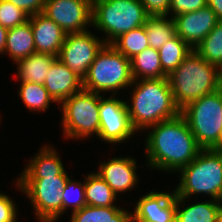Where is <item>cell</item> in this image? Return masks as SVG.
<instances>
[{
    "instance_id": "1",
    "label": "cell",
    "mask_w": 222,
    "mask_h": 222,
    "mask_svg": "<svg viewBox=\"0 0 222 222\" xmlns=\"http://www.w3.org/2000/svg\"><path fill=\"white\" fill-rule=\"evenodd\" d=\"M146 131V168L162 173L179 172L202 150L181 114L151 126Z\"/></svg>"
},
{
    "instance_id": "2",
    "label": "cell",
    "mask_w": 222,
    "mask_h": 222,
    "mask_svg": "<svg viewBox=\"0 0 222 222\" xmlns=\"http://www.w3.org/2000/svg\"><path fill=\"white\" fill-rule=\"evenodd\" d=\"M129 88L131 94L126 104L132 127L137 134L181 114L168 77L134 80Z\"/></svg>"
},
{
    "instance_id": "3",
    "label": "cell",
    "mask_w": 222,
    "mask_h": 222,
    "mask_svg": "<svg viewBox=\"0 0 222 222\" xmlns=\"http://www.w3.org/2000/svg\"><path fill=\"white\" fill-rule=\"evenodd\" d=\"M180 111L195 100L222 88V70L203 59L194 49L168 75Z\"/></svg>"
},
{
    "instance_id": "4",
    "label": "cell",
    "mask_w": 222,
    "mask_h": 222,
    "mask_svg": "<svg viewBox=\"0 0 222 222\" xmlns=\"http://www.w3.org/2000/svg\"><path fill=\"white\" fill-rule=\"evenodd\" d=\"M178 174L175 196L191 198L205 194L222 202V154L214 149H202Z\"/></svg>"
},
{
    "instance_id": "5",
    "label": "cell",
    "mask_w": 222,
    "mask_h": 222,
    "mask_svg": "<svg viewBox=\"0 0 222 222\" xmlns=\"http://www.w3.org/2000/svg\"><path fill=\"white\" fill-rule=\"evenodd\" d=\"M133 81L130 59L112 45L105 44L83 78V89L102 95L107 92L117 95L121 89H128Z\"/></svg>"
},
{
    "instance_id": "6",
    "label": "cell",
    "mask_w": 222,
    "mask_h": 222,
    "mask_svg": "<svg viewBox=\"0 0 222 222\" xmlns=\"http://www.w3.org/2000/svg\"><path fill=\"white\" fill-rule=\"evenodd\" d=\"M149 15L140 0H101L93 3L92 27L111 44L121 34L145 24Z\"/></svg>"
},
{
    "instance_id": "7",
    "label": "cell",
    "mask_w": 222,
    "mask_h": 222,
    "mask_svg": "<svg viewBox=\"0 0 222 222\" xmlns=\"http://www.w3.org/2000/svg\"><path fill=\"white\" fill-rule=\"evenodd\" d=\"M201 149H215L222 137V88L181 110Z\"/></svg>"
},
{
    "instance_id": "8",
    "label": "cell",
    "mask_w": 222,
    "mask_h": 222,
    "mask_svg": "<svg viewBox=\"0 0 222 222\" xmlns=\"http://www.w3.org/2000/svg\"><path fill=\"white\" fill-rule=\"evenodd\" d=\"M100 94L82 89L66 98L61 107V126L66 139L85 140L98 137Z\"/></svg>"
},
{
    "instance_id": "9",
    "label": "cell",
    "mask_w": 222,
    "mask_h": 222,
    "mask_svg": "<svg viewBox=\"0 0 222 222\" xmlns=\"http://www.w3.org/2000/svg\"><path fill=\"white\" fill-rule=\"evenodd\" d=\"M69 178L66 170L62 175L43 179H17L14 185L29 199L38 222H57L62 216V194Z\"/></svg>"
},
{
    "instance_id": "10",
    "label": "cell",
    "mask_w": 222,
    "mask_h": 222,
    "mask_svg": "<svg viewBox=\"0 0 222 222\" xmlns=\"http://www.w3.org/2000/svg\"><path fill=\"white\" fill-rule=\"evenodd\" d=\"M99 119L98 138L104 143H125L137 133L132 127L126 101L118 96L110 94V97L104 98L100 94Z\"/></svg>"
},
{
    "instance_id": "11",
    "label": "cell",
    "mask_w": 222,
    "mask_h": 222,
    "mask_svg": "<svg viewBox=\"0 0 222 222\" xmlns=\"http://www.w3.org/2000/svg\"><path fill=\"white\" fill-rule=\"evenodd\" d=\"M87 30L81 33L66 34L58 59L82 79L87 75L89 66L97 53L105 45L103 39Z\"/></svg>"
},
{
    "instance_id": "12",
    "label": "cell",
    "mask_w": 222,
    "mask_h": 222,
    "mask_svg": "<svg viewBox=\"0 0 222 222\" xmlns=\"http://www.w3.org/2000/svg\"><path fill=\"white\" fill-rule=\"evenodd\" d=\"M43 14L66 34L81 33L92 26L93 4L90 0H46Z\"/></svg>"
},
{
    "instance_id": "13",
    "label": "cell",
    "mask_w": 222,
    "mask_h": 222,
    "mask_svg": "<svg viewBox=\"0 0 222 222\" xmlns=\"http://www.w3.org/2000/svg\"><path fill=\"white\" fill-rule=\"evenodd\" d=\"M132 222H175L176 196L174 191H149L134 203Z\"/></svg>"
},
{
    "instance_id": "14",
    "label": "cell",
    "mask_w": 222,
    "mask_h": 222,
    "mask_svg": "<svg viewBox=\"0 0 222 222\" xmlns=\"http://www.w3.org/2000/svg\"><path fill=\"white\" fill-rule=\"evenodd\" d=\"M98 165L96 173L111 187L118 196L124 192L133 191L140 178L137 175V160L134 157H113Z\"/></svg>"
},
{
    "instance_id": "15",
    "label": "cell",
    "mask_w": 222,
    "mask_h": 222,
    "mask_svg": "<svg viewBox=\"0 0 222 222\" xmlns=\"http://www.w3.org/2000/svg\"><path fill=\"white\" fill-rule=\"evenodd\" d=\"M173 19L176 34L192 49L196 48L218 22L216 14L208 5L194 12L179 14Z\"/></svg>"
},
{
    "instance_id": "16",
    "label": "cell",
    "mask_w": 222,
    "mask_h": 222,
    "mask_svg": "<svg viewBox=\"0 0 222 222\" xmlns=\"http://www.w3.org/2000/svg\"><path fill=\"white\" fill-rule=\"evenodd\" d=\"M44 87L50 97L59 105L83 89V79L56 58L48 70Z\"/></svg>"
},
{
    "instance_id": "17",
    "label": "cell",
    "mask_w": 222,
    "mask_h": 222,
    "mask_svg": "<svg viewBox=\"0 0 222 222\" xmlns=\"http://www.w3.org/2000/svg\"><path fill=\"white\" fill-rule=\"evenodd\" d=\"M36 53H47L58 57L66 33L43 13L29 16Z\"/></svg>"
},
{
    "instance_id": "18",
    "label": "cell",
    "mask_w": 222,
    "mask_h": 222,
    "mask_svg": "<svg viewBox=\"0 0 222 222\" xmlns=\"http://www.w3.org/2000/svg\"><path fill=\"white\" fill-rule=\"evenodd\" d=\"M56 150L55 146L43 144L39 152L28 161L27 167H24L17 179H43L45 176L62 175L66 169Z\"/></svg>"
},
{
    "instance_id": "19",
    "label": "cell",
    "mask_w": 222,
    "mask_h": 222,
    "mask_svg": "<svg viewBox=\"0 0 222 222\" xmlns=\"http://www.w3.org/2000/svg\"><path fill=\"white\" fill-rule=\"evenodd\" d=\"M186 201L188 198L176 196L175 222H216L217 215L222 209L221 201L210 198L207 201H197L193 204L190 202V205L187 206Z\"/></svg>"
},
{
    "instance_id": "20",
    "label": "cell",
    "mask_w": 222,
    "mask_h": 222,
    "mask_svg": "<svg viewBox=\"0 0 222 222\" xmlns=\"http://www.w3.org/2000/svg\"><path fill=\"white\" fill-rule=\"evenodd\" d=\"M35 52L34 37L29 19L24 24L8 29L4 53L9 55L13 63Z\"/></svg>"
},
{
    "instance_id": "21",
    "label": "cell",
    "mask_w": 222,
    "mask_h": 222,
    "mask_svg": "<svg viewBox=\"0 0 222 222\" xmlns=\"http://www.w3.org/2000/svg\"><path fill=\"white\" fill-rule=\"evenodd\" d=\"M57 57L47 53H33L17 61V78L20 82L44 84L48 70Z\"/></svg>"
},
{
    "instance_id": "22",
    "label": "cell",
    "mask_w": 222,
    "mask_h": 222,
    "mask_svg": "<svg viewBox=\"0 0 222 222\" xmlns=\"http://www.w3.org/2000/svg\"><path fill=\"white\" fill-rule=\"evenodd\" d=\"M70 222H132L131 211L121 207L83 206L71 212Z\"/></svg>"
},
{
    "instance_id": "23",
    "label": "cell",
    "mask_w": 222,
    "mask_h": 222,
    "mask_svg": "<svg viewBox=\"0 0 222 222\" xmlns=\"http://www.w3.org/2000/svg\"><path fill=\"white\" fill-rule=\"evenodd\" d=\"M130 62L134 80L168 77L162 69L158 50L152 47L136 54L130 59Z\"/></svg>"
},
{
    "instance_id": "24",
    "label": "cell",
    "mask_w": 222,
    "mask_h": 222,
    "mask_svg": "<svg viewBox=\"0 0 222 222\" xmlns=\"http://www.w3.org/2000/svg\"><path fill=\"white\" fill-rule=\"evenodd\" d=\"M118 196L111 187L95 172L85 176L86 205L95 207H118Z\"/></svg>"
},
{
    "instance_id": "25",
    "label": "cell",
    "mask_w": 222,
    "mask_h": 222,
    "mask_svg": "<svg viewBox=\"0 0 222 222\" xmlns=\"http://www.w3.org/2000/svg\"><path fill=\"white\" fill-rule=\"evenodd\" d=\"M144 28L149 47L157 50L176 35V24L169 16H149Z\"/></svg>"
},
{
    "instance_id": "26",
    "label": "cell",
    "mask_w": 222,
    "mask_h": 222,
    "mask_svg": "<svg viewBox=\"0 0 222 222\" xmlns=\"http://www.w3.org/2000/svg\"><path fill=\"white\" fill-rule=\"evenodd\" d=\"M18 96L31 112H46L54 100L42 84L32 82H20Z\"/></svg>"
},
{
    "instance_id": "27",
    "label": "cell",
    "mask_w": 222,
    "mask_h": 222,
    "mask_svg": "<svg viewBox=\"0 0 222 222\" xmlns=\"http://www.w3.org/2000/svg\"><path fill=\"white\" fill-rule=\"evenodd\" d=\"M191 51L192 48L176 34L158 50L163 71L169 75Z\"/></svg>"
},
{
    "instance_id": "28",
    "label": "cell",
    "mask_w": 222,
    "mask_h": 222,
    "mask_svg": "<svg viewBox=\"0 0 222 222\" xmlns=\"http://www.w3.org/2000/svg\"><path fill=\"white\" fill-rule=\"evenodd\" d=\"M110 45L128 59L149 47L144 25L121 34Z\"/></svg>"
},
{
    "instance_id": "29",
    "label": "cell",
    "mask_w": 222,
    "mask_h": 222,
    "mask_svg": "<svg viewBox=\"0 0 222 222\" xmlns=\"http://www.w3.org/2000/svg\"><path fill=\"white\" fill-rule=\"evenodd\" d=\"M207 62L222 70V21L194 48Z\"/></svg>"
},
{
    "instance_id": "30",
    "label": "cell",
    "mask_w": 222,
    "mask_h": 222,
    "mask_svg": "<svg viewBox=\"0 0 222 222\" xmlns=\"http://www.w3.org/2000/svg\"><path fill=\"white\" fill-rule=\"evenodd\" d=\"M83 206H86V199H85V177H83V182L73 180L70 177L66 185L63 189L62 194V215L67 210L70 209L71 211L80 210Z\"/></svg>"
},
{
    "instance_id": "31",
    "label": "cell",
    "mask_w": 222,
    "mask_h": 222,
    "mask_svg": "<svg viewBox=\"0 0 222 222\" xmlns=\"http://www.w3.org/2000/svg\"><path fill=\"white\" fill-rule=\"evenodd\" d=\"M27 15L22 9L8 0H0V25L6 29L24 24L28 21Z\"/></svg>"
},
{
    "instance_id": "32",
    "label": "cell",
    "mask_w": 222,
    "mask_h": 222,
    "mask_svg": "<svg viewBox=\"0 0 222 222\" xmlns=\"http://www.w3.org/2000/svg\"><path fill=\"white\" fill-rule=\"evenodd\" d=\"M205 6H207V0H171L167 16L174 18L179 14L194 12Z\"/></svg>"
},
{
    "instance_id": "33",
    "label": "cell",
    "mask_w": 222,
    "mask_h": 222,
    "mask_svg": "<svg viewBox=\"0 0 222 222\" xmlns=\"http://www.w3.org/2000/svg\"><path fill=\"white\" fill-rule=\"evenodd\" d=\"M18 211L15 201L0 191V222H17Z\"/></svg>"
},
{
    "instance_id": "34",
    "label": "cell",
    "mask_w": 222,
    "mask_h": 222,
    "mask_svg": "<svg viewBox=\"0 0 222 222\" xmlns=\"http://www.w3.org/2000/svg\"><path fill=\"white\" fill-rule=\"evenodd\" d=\"M149 16H167L171 0H140Z\"/></svg>"
},
{
    "instance_id": "35",
    "label": "cell",
    "mask_w": 222,
    "mask_h": 222,
    "mask_svg": "<svg viewBox=\"0 0 222 222\" xmlns=\"http://www.w3.org/2000/svg\"><path fill=\"white\" fill-rule=\"evenodd\" d=\"M15 6L22 9L27 15L43 13L46 0H8Z\"/></svg>"
},
{
    "instance_id": "36",
    "label": "cell",
    "mask_w": 222,
    "mask_h": 222,
    "mask_svg": "<svg viewBox=\"0 0 222 222\" xmlns=\"http://www.w3.org/2000/svg\"><path fill=\"white\" fill-rule=\"evenodd\" d=\"M207 5L216 14L218 21H222V0H207Z\"/></svg>"
},
{
    "instance_id": "37",
    "label": "cell",
    "mask_w": 222,
    "mask_h": 222,
    "mask_svg": "<svg viewBox=\"0 0 222 222\" xmlns=\"http://www.w3.org/2000/svg\"><path fill=\"white\" fill-rule=\"evenodd\" d=\"M8 29L0 25V54H4Z\"/></svg>"
},
{
    "instance_id": "38",
    "label": "cell",
    "mask_w": 222,
    "mask_h": 222,
    "mask_svg": "<svg viewBox=\"0 0 222 222\" xmlns=\"http://www.w3.org/2000/svg\"><path fill=\"white\" fill-rule=\"evenodd\" d=\"M214 150L216 152L222 154V137H221V140H220L219 144L216 146V148Z\"/></svg>"
},
{
    "instance_id": "39",
    "label": "cell",
    "mask_w": 222,
    "mask_h": 222,
    "mask_svg": "<svg viewBox=\"0 0 222 222\" xmlns=\"http://www.w3.org/2000/svg\"><path fill=\"white\" fill-rule=\"evenodd\" d=\"M216 222H222V209H221V211L217 215Z\"/></svg>"
},
{
    "instance_id": "40",
    "label": "cell",
    "mask_w": 222,
    "mask_h": 222,
    "mask_svg": "<svg viewBox=\"0 0 222 222\" xmlns=\"http://www.w3.org/2000/svg\"><path fill=\"white\" fill-rule=\"evenodd\" d=\"M93 3L97 2V1H101V0H90Z\"/></svg>"
}]
</instances>
